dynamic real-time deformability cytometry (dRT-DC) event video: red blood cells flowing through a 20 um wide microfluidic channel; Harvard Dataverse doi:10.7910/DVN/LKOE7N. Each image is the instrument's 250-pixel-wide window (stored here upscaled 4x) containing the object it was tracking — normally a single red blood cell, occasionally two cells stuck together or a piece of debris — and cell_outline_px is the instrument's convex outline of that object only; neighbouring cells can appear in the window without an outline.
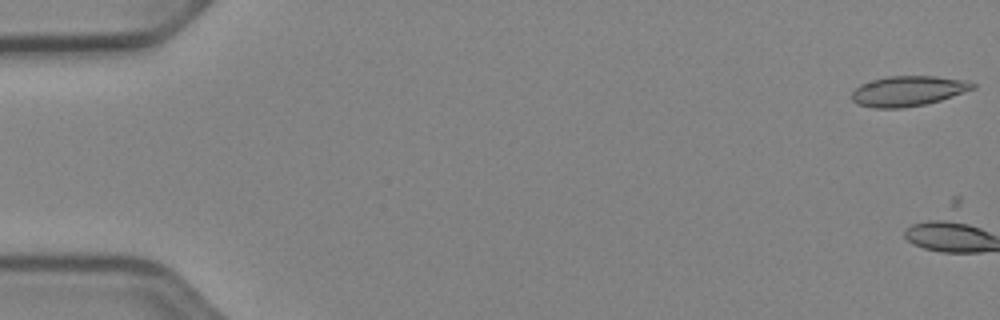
{"species": "Egyptian fruit bat (a non-hibernating species)", "species_latin": "Rousettus aegyptiacus", "temperature_condition": "cold", "stored_images_in_passage": 3, "camera_frame_rate_fps": 3000, "um_per_image_px": 0.085, "animal": {"sex": "female"}, "frame": {"image": 1, "passage_image": 1, "time_ms": 0.0, "image_size_px": [1000, 320], "cell_outline_px": [[976, 88], [940, 100], [924, 104], [900, 108], [872, 108], [856, 104], [852, 100], [852, 92], [860, 84], [872, 80], [888, 76], [936, 76], [972, 80], [976, 84]], "centroid_in_image_um": [77.21, 7.72], "position_along_channel_um": 7.8, "area_um2": 21.44}}